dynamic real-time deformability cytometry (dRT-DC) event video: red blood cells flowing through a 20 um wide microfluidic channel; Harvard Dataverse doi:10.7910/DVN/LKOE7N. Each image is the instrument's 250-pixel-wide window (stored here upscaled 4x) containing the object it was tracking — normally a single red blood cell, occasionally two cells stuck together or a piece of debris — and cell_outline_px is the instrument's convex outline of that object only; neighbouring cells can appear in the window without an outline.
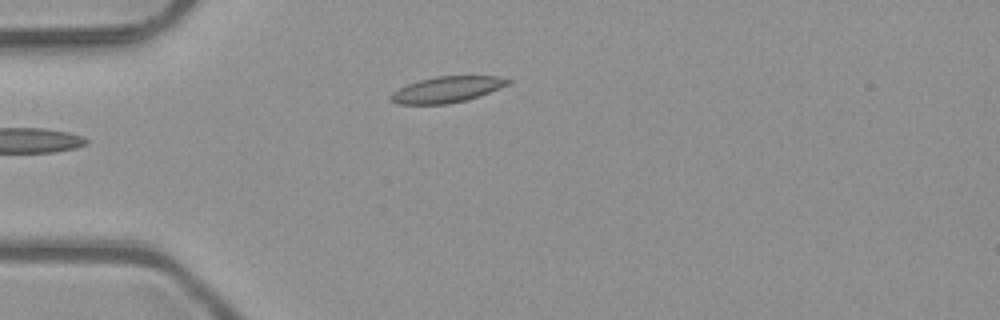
{"species": "common noctule bat (a hibernating species)", "species_latin": "Nyctalus noctula", "temperature_condition": "room temperature", "stored_images_in_passage": 5, "camera_frame_rate_fps": 3000, "um_per_image_px": 0.085, "animal": {"sex": "male", "body_mass_g": 23.1, "forearm_length_mm": 52.7}, "frame": {"image": 1, "passage_image": 5, "time_ms": 1.333, "image_size_px": [1000, 320], "cell_outline_px": [[512, 80], [508, 84], [468, 100], [448, 104], [396, 104], [388, 100], [388, 96], [392, 92], [408, 84], [420, 80], [436, 76], [500, 76]], "centroid_in_image_um": [37.94, 7.61], "position_along_channel_um": 47.1, "area_um2": 17.74}}